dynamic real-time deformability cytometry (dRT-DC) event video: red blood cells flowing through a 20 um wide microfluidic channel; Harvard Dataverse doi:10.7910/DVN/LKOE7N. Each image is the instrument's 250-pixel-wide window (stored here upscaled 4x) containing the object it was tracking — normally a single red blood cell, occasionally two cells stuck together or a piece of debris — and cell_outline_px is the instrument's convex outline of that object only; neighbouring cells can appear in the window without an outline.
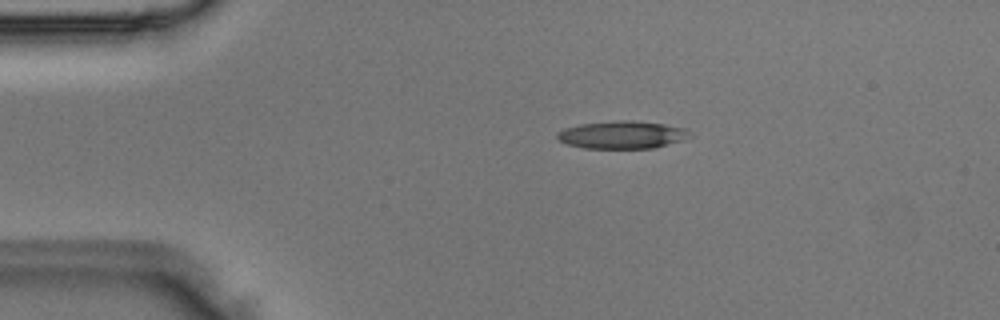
{"species": "Egyptian fruit bat (a non-hibernating species)", "species_latin": "Rousettus aegyptiacus", "temperature_condition": "room temperature", "stored_images_in_passage": 2, "camera_frame_rate_fps": 3000, "um_per_image_px": 0.085, "animal": {"sex": "male"}, "frame": {"image": 1, "passage_image": 1, "time_ms": 0.0, "image_size_px": [1000, 320], "cell_outline_px": [[692, 136], [680, 140], [652, 148], [584, 148], [568, 144], [560, 140], [556, 136], [556, 132], [564, 128], [580, 124], [616, 120], [628, 120], [664, 124], [684, 128]], "centroid_in_image_um": [52.83, 11.45], "position_along_channel_um": 32.2, "area_um2": 21.1}}